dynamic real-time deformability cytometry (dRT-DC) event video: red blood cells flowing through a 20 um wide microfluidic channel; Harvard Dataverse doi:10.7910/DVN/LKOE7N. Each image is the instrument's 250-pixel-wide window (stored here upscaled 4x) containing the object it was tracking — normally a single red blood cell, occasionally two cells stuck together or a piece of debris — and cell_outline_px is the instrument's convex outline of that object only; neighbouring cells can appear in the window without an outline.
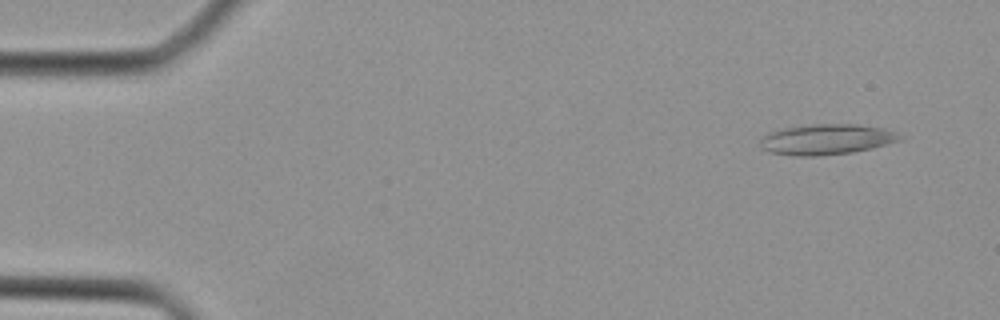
{"species": "Egyptian fruit bat (a non-hibernating species)", "species_latin": "Rousettus aegyptiacus", "temperature_condition": "cold", "stored_images_in_passage": 3, "camera_frame_rate_fps": 3000, "um_per_image_px": 0.085, "animal": {"sex": "female"}, "frame": {"image": 1, "passage_image": 1, "time_ms": 0.0, "image_size_px": [1000, 320], "cell_outline_px": [[900, 140], [872, 148], [852, 152], [816, 156], [796, 156], [768, 152], [760, 144], [760, 140], [764, 136], [772, 132], [784, 128], [812, 124], [856, 124], [884, 128], [900, 136]], "centroid_in_image_um": [70.23, 11.85], "position_along_channel_um": 14.8, "area_um2": 24.45}}
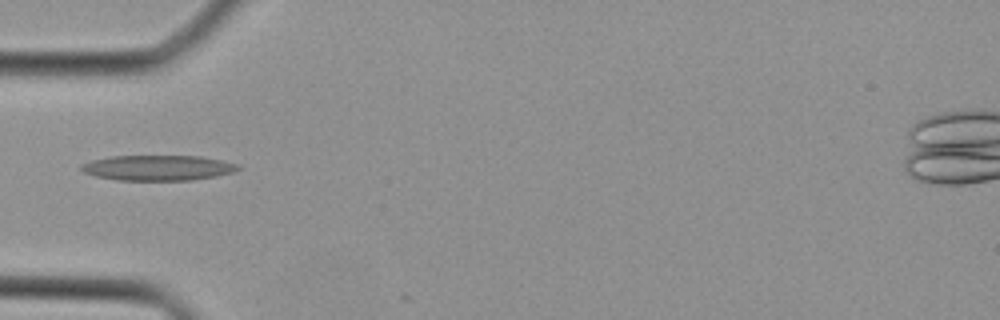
{"frame": {"image": 2, "passage_image": 3, "time_ms": 3.333, "image_size_px": [1000, 320], "cell_outline_px": [[240, 168], [232, 172], [216, 176], [192, 180], [116, 180], [96, 176], [84, 172], [80, 168], [80, 164], [92, 160], [112, 156], [200, 156], [220, 160], [236, 164]], "centroid_in_image_um": [13.38, 14.26], "position_along_channel_um": 71.6, "area_um2": 22.95}}